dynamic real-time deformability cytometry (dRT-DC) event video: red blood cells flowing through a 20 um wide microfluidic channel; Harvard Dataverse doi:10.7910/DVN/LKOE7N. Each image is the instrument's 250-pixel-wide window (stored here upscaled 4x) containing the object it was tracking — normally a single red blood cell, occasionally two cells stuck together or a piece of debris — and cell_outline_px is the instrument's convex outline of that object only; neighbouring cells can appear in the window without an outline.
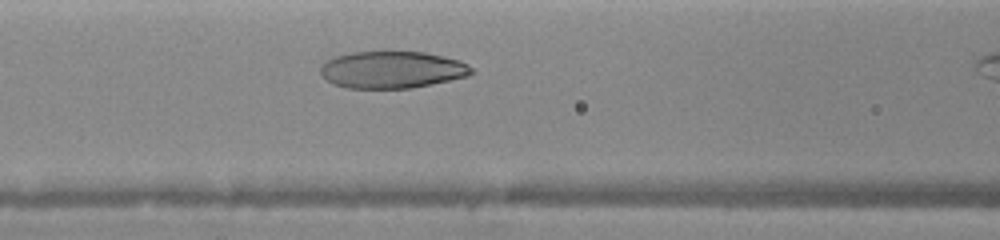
{"species": "human", "species_latin": "Homo sapiens", "temperature_condition": "warm", "stored_images_in_passage": 12, "camera_frame_rate_fps": 3000, "um_per_image_px": 0.085, "donor": {"sex": "female"}, "frame": {"image": 1, "passage_image": 7, "time_ms": 2.0, "image_size_px": [1000, 240], "cell_outline_px": [[476, 72], [468, 76], [432, 84], [412, 88], [348, 88], [332, 84], [320, 72], [320, 68], [328, 60], [336, 56], [352, 52], [424, 52], [444, 56], [460, 60], [468, 64]], "centroid_in_image_um": [33.38, 5.93], "position_along_channel_um": 133.2, "area_um2": 32.54}}
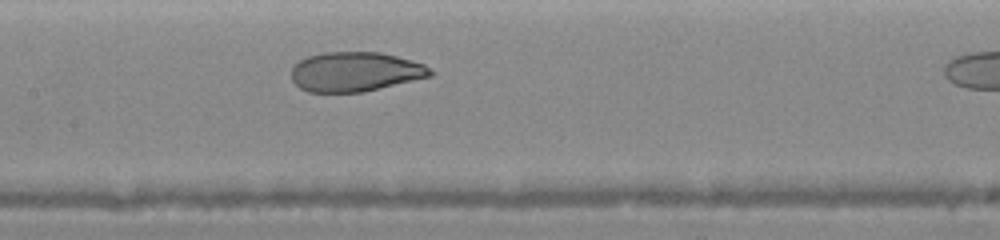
{"frame": {"image": 2, "passage_image": 11, "time_ms": 3.0, "image_size_px": [1000, 240], "cell_outline_px": [[436, 72], [432, 76], [360, 92], [308, 92], [300, 88], [292, 80], [292, 68], [300, 60], [308, 56], [324, 52], [380, 52], [396, 56], [424, 64]], "centroid_in_image_um": [30.2, 6.09], "position_along_channel_um": 177.2, "area_um2": 31.85}}